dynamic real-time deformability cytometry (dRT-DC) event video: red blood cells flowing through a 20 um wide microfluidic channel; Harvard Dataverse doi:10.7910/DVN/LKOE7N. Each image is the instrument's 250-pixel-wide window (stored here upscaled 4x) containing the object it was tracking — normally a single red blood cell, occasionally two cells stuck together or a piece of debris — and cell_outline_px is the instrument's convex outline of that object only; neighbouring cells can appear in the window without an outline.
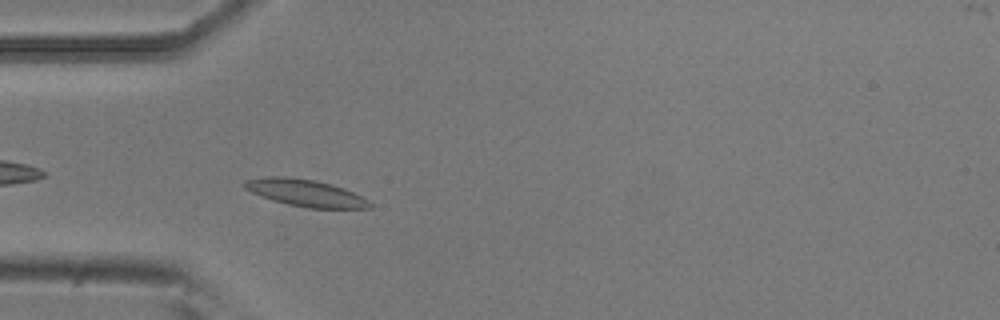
{"species": "common noctule bat (a hibernating species)", "species_latin": "Nyctalus noctula", "temperature_condition": "room temperature", "stored_images_in_passage": 41, "camera_frame_rate_fps": 3000, "um_per_image_px": 0.085, "animal": {"sex": "male", "body_mass_g": 20.5, "forearm_length_mm": 52.5}, "frame": {"image": 1, "passage_image": 3, "time_ms": 0.667, "image_size_px": [1000, 320], "cell_outline_px": [[372, 208], [308, 208], [288, 204], [272, 200], [252, 192], [244, 188], [244, 180], [268, 176], [284, 176], [316, 180], [332, 184], [344, 188], [368, 200], [372, 204]], "centroid_in_image_um": [25.96, 16.39], "position_along_channel_um": 59.0, "area_um2": 19.59}}
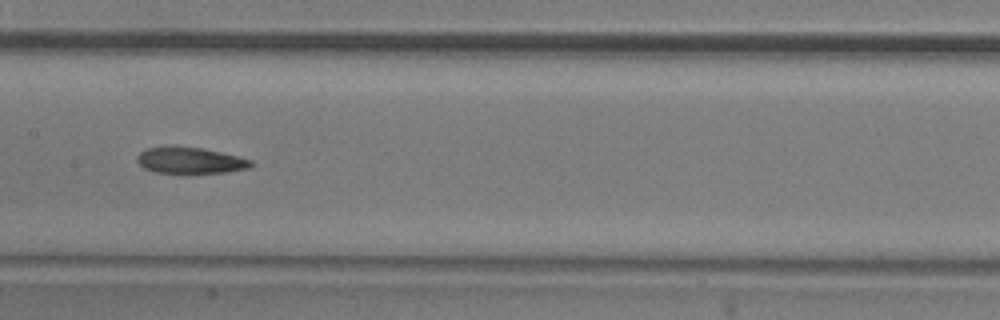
{"frame": {"image": 2, "passage_image": 14, "time_ms": 4.333, "image_size_px": [1000, 320], "cell_outline_px": [[256, 164], [248, 168], [224, 172], [184, 176], [180, 176], [156, 172], [144, 168], [136, 160], [136, 156], [140, 152], [148, 148], [172, 144], [176, 144], [200, 148], [220, 152], [252, 160]], "centroid_in_image_um": [16.12, 13.66], "position_along_channel_um": 191.3, "area_um2": 18.5}}
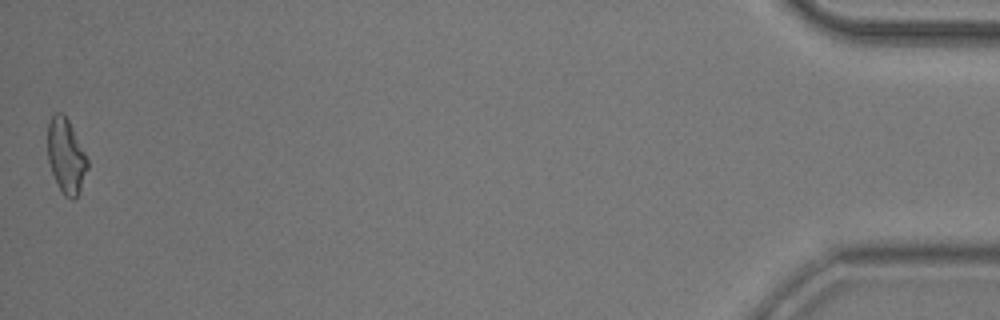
{"frame": {"image": 3, "passage_image": 41, "time_ms": 13.333, "image_size_px": [1000, 320], "cell_outline_px": [[88, 168], [80, 192], [72, 200], [64, 196], [52, 172], [48, 160], [48, 124], [52, 116], [56, 112], [60, 112], [68, 120], [88, 160]], "centroid_in_image_um": [5.62, 13.29], "position_along_channel_um": 429.6, "area_um2": 16.99}, "authors_computed_cell_mechanics": {"area_um2": 17.629, "velocity_mm_per_s": 3.6873, "shape_relaxation_time_tau1_ms": 5.7172, "shape_relaxation_time_tau2_ms": 6.6277, "deformation_change_tau1": 0.1257, "deformation_change_tau2": 0.1661}}